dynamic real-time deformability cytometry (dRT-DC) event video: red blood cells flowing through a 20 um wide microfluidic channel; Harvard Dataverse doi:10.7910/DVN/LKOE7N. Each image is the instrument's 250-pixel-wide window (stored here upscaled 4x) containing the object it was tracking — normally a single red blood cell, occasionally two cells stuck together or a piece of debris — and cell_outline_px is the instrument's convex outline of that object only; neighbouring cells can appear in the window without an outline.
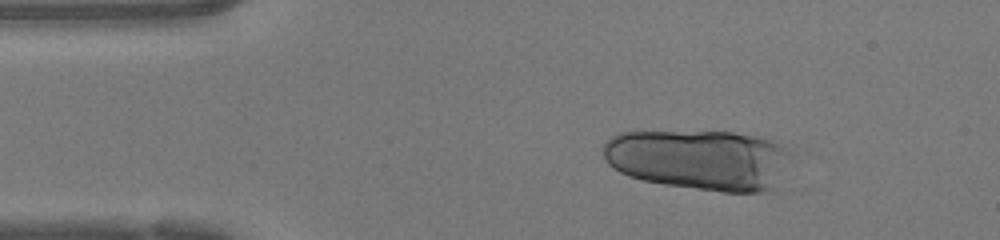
{"species": "human", "species_latin": "Homo sapiens", "temperature_condition": "warm", "stored_images_in_passage": 45, "segment_of_instrument_passage": [1, 2], "camera_frame_rate_fps": 3000, "um_per_image_px": 0.085, "donor": {"sex": "female"}, "frame": {"image": 1, "passage_image": 6, "time_ms": 1.667, "image_size_px": [1000, 240], "cell_outline_px": [[792, 156], [772, 188], [764, 192], [724, 192], [664, 184], [644, 180], [628, 176], [612, 168], [604, 160], [600, 148], [612, 136], [620, 132], [732, 132], [772, 140], [784, 144], [792, 152]], "centroid_in_image_um": [59.41, 13.56], "position_along_channel_um": 25.6, "area_um2": 66.47}}